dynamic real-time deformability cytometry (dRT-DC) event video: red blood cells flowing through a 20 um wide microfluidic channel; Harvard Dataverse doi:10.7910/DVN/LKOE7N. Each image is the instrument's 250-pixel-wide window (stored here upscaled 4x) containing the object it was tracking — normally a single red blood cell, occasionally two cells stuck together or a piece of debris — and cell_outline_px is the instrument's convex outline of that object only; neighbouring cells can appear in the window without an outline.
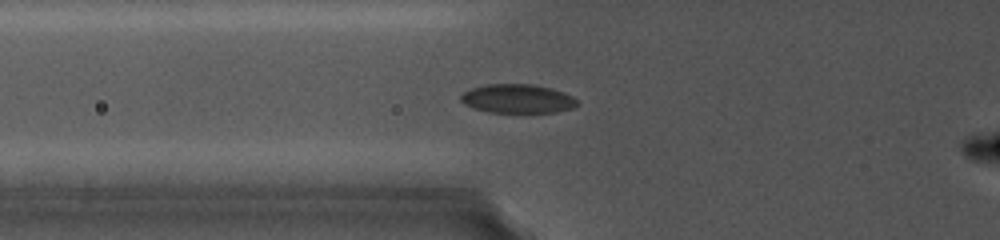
{"species": "common noctule bat (a hibernating species)", "species_latin": "Nyctalus noctula", "temperature_condition": "cold", "stored_images_in_passage": 7, "camera_frame_rate_fps": 5000, "um_per_image_px": 0.085, "animal": {"sex": "female", "body_mass_g": 19.0, "forearm_length_mm": 56.7}, "frame": {"image": 1, "passage_image": 4, "time_ms": 2.4, "image_size_px": [1000, 240], "cell_outline_px": [[580, 104], [572, 108], [556, 112], [488, 112], [464, 104], [460, 100], [460, 96], [464, 92], [472, 88], [488, 84], [528, 84], [548, 88], [572, 96]], "centroid_in_image_um": [43.97, 8.39], "position_along_channel_um": 81.8, "area_um2": 19.25}}
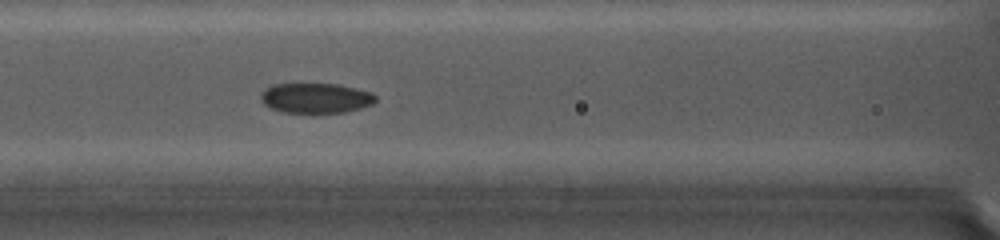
{"frame": {"image": 2, "passage_image": 6, "time_ms": 4.0, "image_size_px": [1000, 240], "cell_outline_px": [[376, 100], [372, 104], [360, 108], [344, 112], [320, 116], [284, 112], [272, 108], [264, 104], [260, 100], [260, 96], [268, 88], [276, 84], [336, 84], [368, 92], [376, 96]], "centroid_in_image_um": [26.83, 8.39], "position_along_channel_um": 139.8, "area_um2": 20.4}}